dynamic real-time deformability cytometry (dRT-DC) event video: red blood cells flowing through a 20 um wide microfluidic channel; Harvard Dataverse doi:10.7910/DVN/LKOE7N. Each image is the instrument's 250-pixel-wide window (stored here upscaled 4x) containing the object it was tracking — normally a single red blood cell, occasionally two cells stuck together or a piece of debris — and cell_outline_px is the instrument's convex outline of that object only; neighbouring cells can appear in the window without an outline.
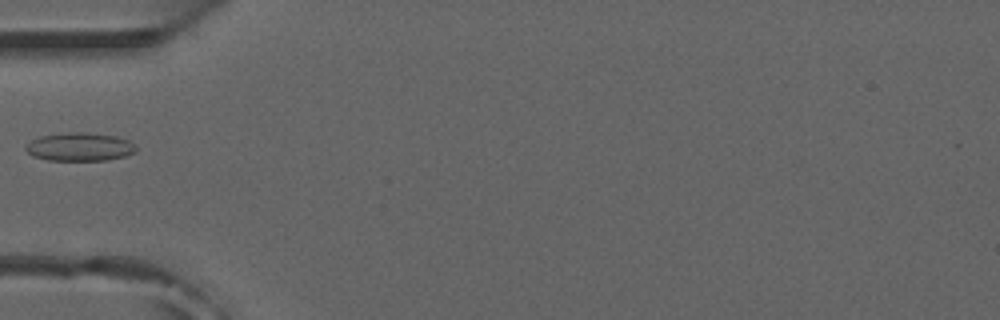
{"species": "common noctule bat (a hibernating species)", "species_latin": "Nyctalus noctula", "temperature_condition": "room temperature", "stored_images_in_passage": 35, "camera_frame_rate_fps": 3000, "um_per_image_px": 0.085, "animal": {"sex": "male", "forearm_length_mm": 52.5}, "frame": {"image": 1, "passage_image": 1, "time_ms": 0.0, "image_size_px": [1000, 320], "cell_outline_px": [[136, 152], [124, 156], [108, 160], [48, 160], [32, 156], [24, 148], [32, 140], [40, 136], [68, 132], [84, 132], [116, 136], [128, 140], [136, 144]], "centroid_in_image_um": [6.8, 12.48], "position_along_channel_um": 78.2, "area_um2": 18.21}}
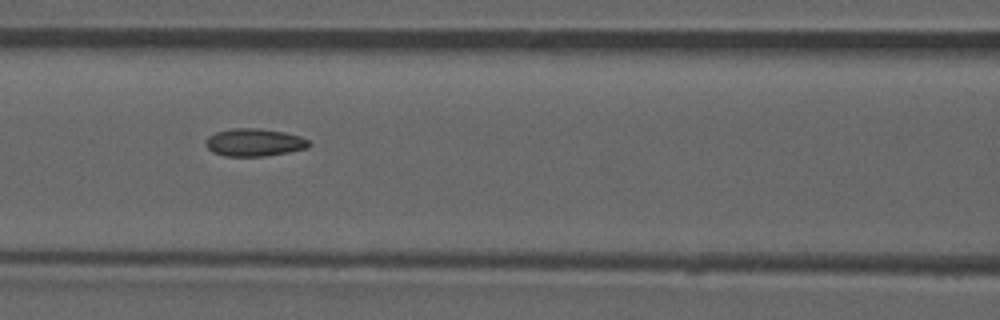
{"frame": {"image": 2, "passage_image": 6, "time_ms": 1.667, "image_size_px": [1000, 320], "cell_outline_px": [[312, 144], [308, 148], [288, 152], [264, 156], [224, 156], [212, 152], [204, 144], [204, 140], [208, 136], [216, 132], [232, 128], [260, 128], [284, 132], [300, 136], [308, 140]], "centroid_in_image_um": [21.6, 12.1], "position_along_channel_um": 145.0, "area_um2": 16.82}}